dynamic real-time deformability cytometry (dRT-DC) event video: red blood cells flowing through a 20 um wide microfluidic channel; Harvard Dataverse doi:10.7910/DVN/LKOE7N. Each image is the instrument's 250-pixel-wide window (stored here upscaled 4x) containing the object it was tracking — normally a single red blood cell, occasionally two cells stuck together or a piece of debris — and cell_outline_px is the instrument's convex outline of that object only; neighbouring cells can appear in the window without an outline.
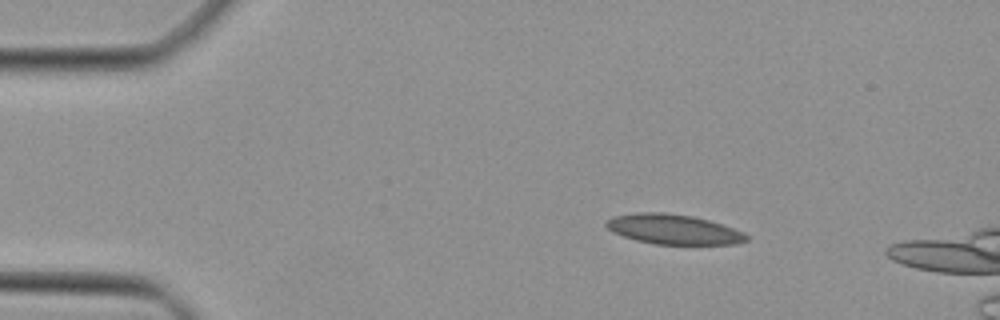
{"species": "Egyptian fruit bat (a non-hibernating species)", "species_latin": "Rousettus aegyptiacus", "temperature_condition": "cold", "stored_images_in_passage": 38, "segment_of_instrument_passage": [1, 2], "camera_frame_rate_fps": 3000, "um_per_image_px": 0.085, "animal": {"sex": "female"}, "frame": {"image": 1, "passage_image": 1, "time_ms": 0.0, "image_size_px": [1000, 320], "cell_outline_px": [[748, 240], [736, 244], [656, 244], [636, 240], [612, 232], [604, 224], [612, 216], [636, 212], [660, 212], [692, 216], [708, 220], [744, 232], [748, 236]], "centroid_in_image_um": [57.22, 19.49], "position_along_channel_um": 27.8, "area_um2": 24.28}}
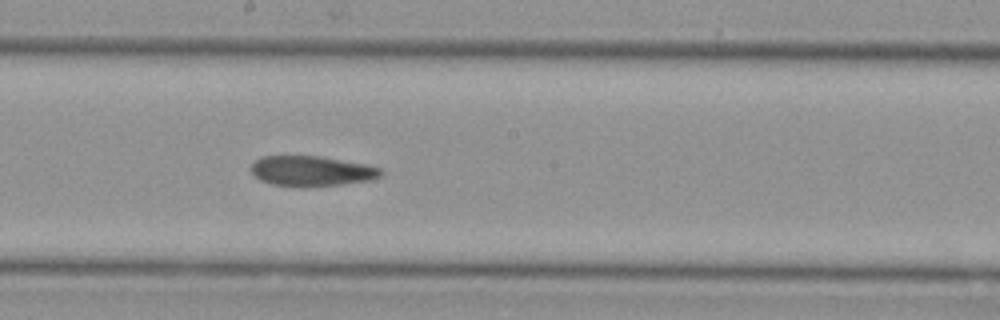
{"frame": {"image": 2, "passage_image": 19, "time_ms": 6.0, "image_size_px": [1000, 320], "cell_outline_px": [[384, 172], [380, 176], [368, 180], [340, 184], [272, 184], [260, 180], [252, 172], [252, 164], [256, 160], [264, 156], [320, 156], [364, 164], [380, 168]], "centroid_in_image_um": [26.49, 14.49], "position_along_channel_um": 221.7, "area_um2": 21.73}}
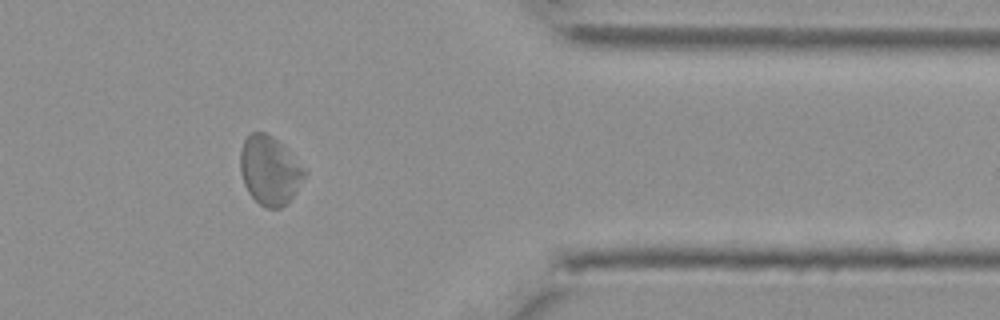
{"frame": {"image": 3, "passage_image": 32, "time_ms": 10.333, "image_size_px": [1000, 320], "cell_outline_px": [[308, 172], [292, 196], [280, 208], [264, 208], [248, 192], [244, 184], [240, 172], [240, 152], [244, 140], [252, 132], [264, 132], [272, 136], [284, 144]], "centroid_in_image_um": [22.92, 14.46], "position_along_channel_um": 388.5, "area_um2": 25.72}}